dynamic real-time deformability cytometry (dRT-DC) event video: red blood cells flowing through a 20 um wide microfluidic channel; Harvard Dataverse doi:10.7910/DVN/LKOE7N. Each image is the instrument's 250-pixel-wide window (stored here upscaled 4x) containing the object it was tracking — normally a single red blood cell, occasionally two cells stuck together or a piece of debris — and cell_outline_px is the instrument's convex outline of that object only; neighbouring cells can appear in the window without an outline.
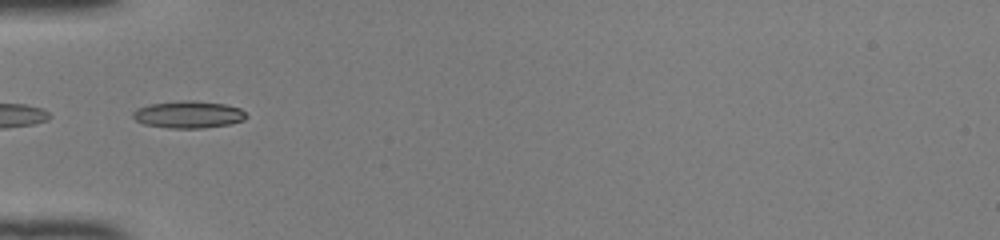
{"species": "common noctule bat (a hibernating species)", "species_latin": "Nyctalus noctula", "temperature_condition": "room temperature", "stored_images_in_passage": 14, "camera_frame_rate_fps": 3000, "um_per_image_px": 0.085, "animal": {"sex": "female", "body_mass_g": 22.0, "forearm_length_mm": 56.7}, "frame": {"image": 1, "passage_image": 1, "time_ms": 0.0, "image_size_px": [1000, 240], "cell_outline_px": [[248, 116], [244, 120], [228, 124], [204, 128], [168, 128], [144, 124], [136, 120], [132, 116], [132, 112], [136, 108], [148, 104], [184, 100], [192, 100], [224, 104], [240, 108]], "centroid_in_image_um": [15.99, 9.73], "position_along_channel_um": 69.0, "area_um2": 17.98}}
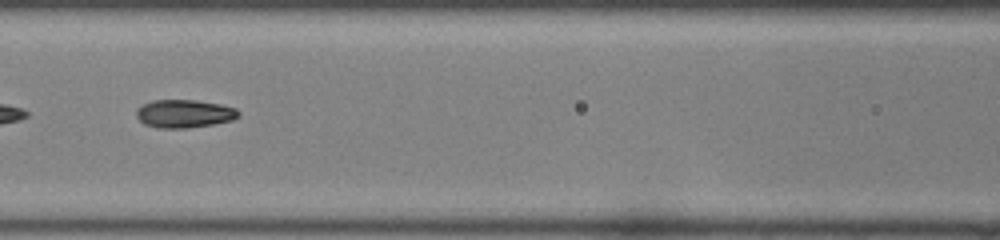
{"frame": {"image": 2, "passage_image": 7, "time_ms": 2.0, "image_size_px": [1000, 240], "cell_outline_px": [[240, 116], [232, 120], [212, 124], [188, 128], [156, 128], [144, 124], [136, 116], [136, 108], [152, 100], [196, 100], [220, 104], [236, 108], [240, 112]], "centroid_in_image_um": [15.66, 9.66], "position_along_channel_um": 150.9, "area_um2": 16.82}}
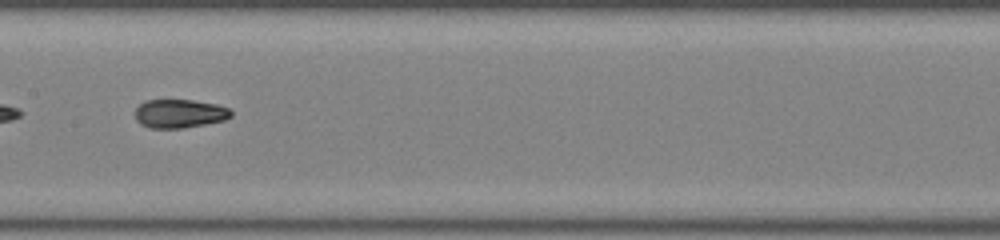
{"frame": {"image": 3, "passage_image": 10, "time_ms": 3.0, "image_size_px": [1000, 240], "cell_outline_px": [[232, 116], [224, 120], [184, 128], [148, 128], [140, 124], [136, 120], [136, 108], [144, 100], [192, 100], [216, 104], [228, 108], [232, 112]], "centroid_in_image_um": [15.24, 9.66], "position_along_channel_um": 192.2, "area_um2": 16.01}}